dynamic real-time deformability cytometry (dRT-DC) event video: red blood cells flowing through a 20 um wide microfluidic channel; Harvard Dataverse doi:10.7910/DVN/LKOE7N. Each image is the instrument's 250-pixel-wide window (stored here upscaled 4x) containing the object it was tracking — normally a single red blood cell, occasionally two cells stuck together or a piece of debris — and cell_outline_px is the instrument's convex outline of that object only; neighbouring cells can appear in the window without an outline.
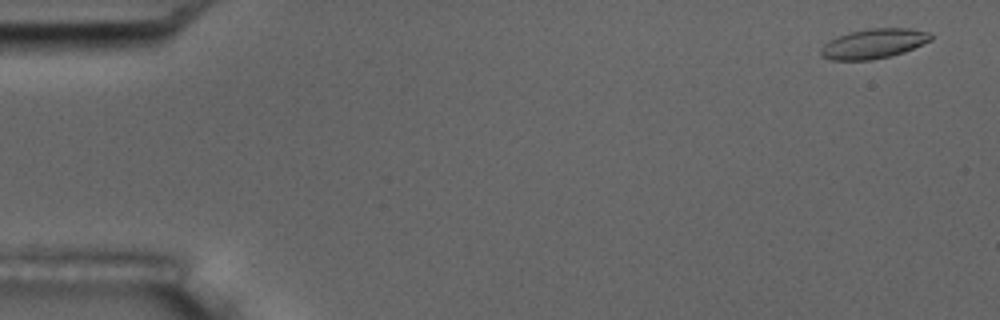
{"species": "common noctule bat (a hibernating species)", "species_latin": "Nyctalus noctula", "temperature_condition": "room temperature", "stored_images_in_passage": 4, "camera_frame_rate_fps": 3000, "um_per_image_px": 0.085, "animal": {"sex": "male", "body_mass_g": 17.5, "forearm_length_mm": 52.3}, "frame": {"image": 1, "passage_image": 1, "time_ms": 0.0, "image_size_px": [1000, 320], "cell_outline_px": [[932, 40], [904, 52], [892, 56], [872, 60], [832, 60], [820, 56], [820, 48], [828, 40], [852, 32], [868, 28], [908, 28], [928, 32], [932, 36]], "centroid_in_image_um": [74.25, 3.72], "position_along_channel_um": 10.8, "area_um2": 19.07}}
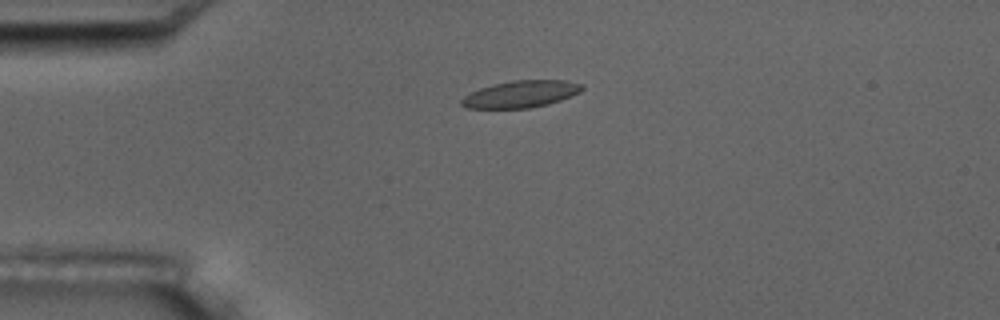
{"frame": {"image": 2, "passage_image": 4, "time_ms": 3.667, "image_size_px": [1000, 320], "cell_outline_px": [[584, 88], [580, 92], [572, 96], [548, 104], [528, 108], [464, 108], [460, 104], [460, 100], [468, 92], [480, 88], [512, 80], [564, 80], [580, 84]], "centroid_in_image_um": [44.23, 8.0], "position_along_channel_um": 40.8, "area_um2": 18.9}}